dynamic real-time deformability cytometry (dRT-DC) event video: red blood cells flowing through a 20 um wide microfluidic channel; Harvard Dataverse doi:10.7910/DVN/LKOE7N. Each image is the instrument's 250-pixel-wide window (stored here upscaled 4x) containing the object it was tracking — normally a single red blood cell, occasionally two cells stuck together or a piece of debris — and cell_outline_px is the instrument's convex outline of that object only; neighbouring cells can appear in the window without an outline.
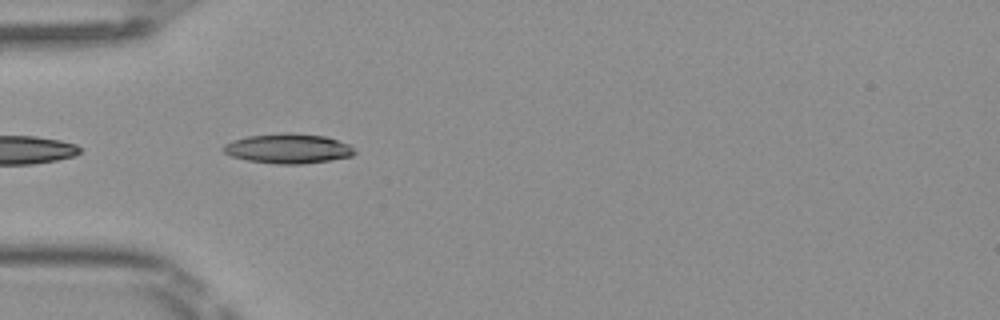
{"species": "Egyptian fruit bat (a non-hibernating species)", "species_latin": "Rousettus aegyptiacus", "temperature_condition": "room temperature", "stored_images_in_passage": 36, "camera_frame_rate_fps": 3000, "um_per_image_px": 0.085, "frame": {"image": 1, "passage_image": 2, "time_ms": 0.333, "image_size_px": [1000, 320], "cell_outline_px": [[356, 152], [352, 156], [304, 164], [276, 164], [248, 160], [232, 156], [224, 152], [224, 144], [232, 140], [248, 136], [284, 132], [288, 132], [324, 136], [348, 144]], "centroid_in_image_um": [24.47, 12.62], "position_along_channel_um": 60.5, "area_um2": 22.54}}
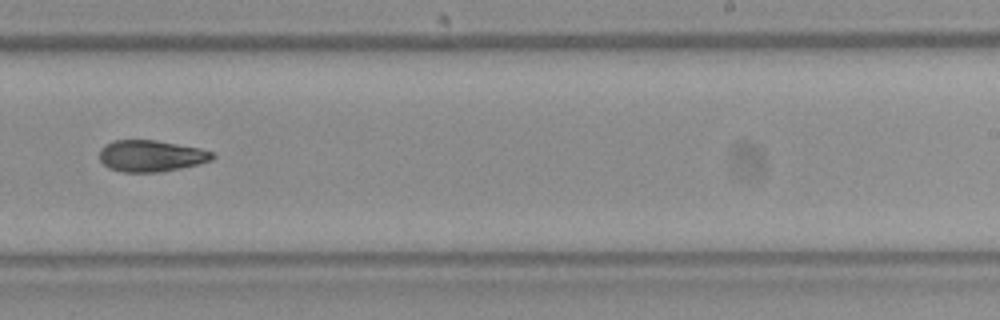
{"frame": {"image": 2, "passage_image": 18, "time_ms": 5.667, "image_size_px": [1000, 320], "cell_outline_px": [[216, 156], [212, 160], [200, 164], [160, 172], [124, 172], [108, 168], [100, 160], [100, 148], [104, 144], [112, 140], [156, 140], [200, 148], [212, 152]], "centroid_in_image_um": [12.84, 13.25], "position_along_channel_um": 276.2, "area_um2": 20.87}}
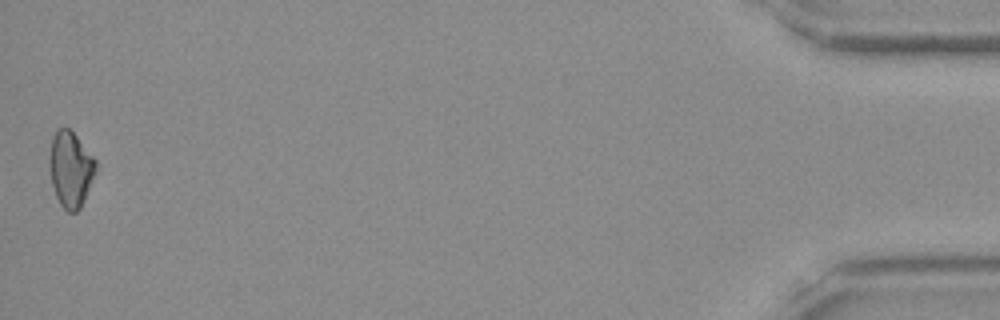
{"frame": {"image": 3, "passage_image": 36, "time_ms": 11.667, "image_size_px": [1000, 320], "cell_outline_px": [[96, 172], [84, 200], [80, 208], [76, 212], [68, 212], [60, 204], [56, 196], [52, 184], [48, 164], [48, 160], [52, 136], [56, 128], [68, 128], [76, 136], [96, 160]], "centroid_in_image_um": [5.98, 14.37], "position_along_channel_um": 429.2, "area_um2": 20.46}, "authors_computed_cell_mechanics": {"area_um2": 20.8658, "velocity_mm_per_s": 4.0939, "shape_relaxation_time_tau1_ms": 8.2225, "shape_relaxation_time_tau2_ms": 7.4497, "deformation_change_tau1": 0.164, "deformation_change_tau2": 0.1548}}